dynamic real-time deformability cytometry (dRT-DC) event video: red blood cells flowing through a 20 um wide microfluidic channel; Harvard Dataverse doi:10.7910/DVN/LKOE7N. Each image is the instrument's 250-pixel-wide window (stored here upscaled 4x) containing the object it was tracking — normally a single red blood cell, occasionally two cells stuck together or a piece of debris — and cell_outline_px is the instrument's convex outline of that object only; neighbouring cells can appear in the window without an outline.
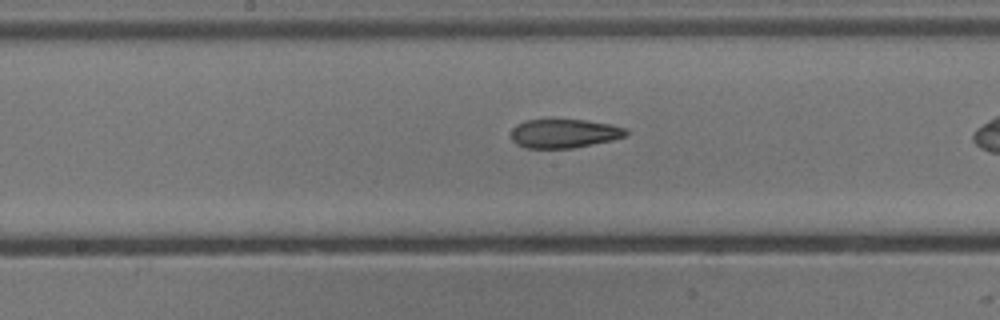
{"species": "common noctule bat (a hibernating species)", "species_latin": "Nyctalus noctula", "temperature_condition": "cold", "stored_images_in_passage": 26, "camera_frame_rate_fps": 3000, "um_per_image_px": 0.085, "animal": {"sex": "male", "body_mass_g": 13.3}, "frame": {"image": 1, "passage_image": 12, "time_ms": 3.667, "image_size_px": [1000, 320], "cell_outline_px": [[628, 136], [612, 140], [572, 148], [524, 148], [516, 144], [512, 140], [512, 128], [516, 124], [524, 120], [584, 120], [612, 124], [624, 128], [628, 132]], "centroid_in_image_um": [47.95, 11.35], "position_along_channel_um": 200.3, "area_um2": 19.36}}
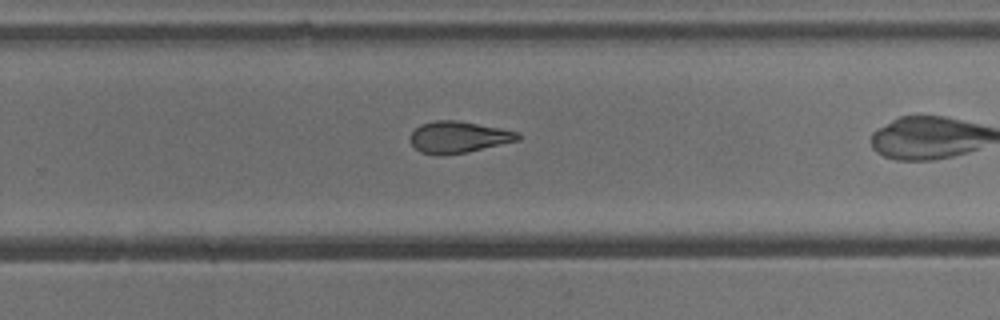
{"frame": {"image": 2, "passage_image": 19, "time_ms": 6.0, "image_size_px": [1000, 320], "cell_outline_px": [[520, 140], [468, 152], [444, 156], [440, 156], [420, 152], [408, 140], [412, 132], [420, 124], [436, 120], [456, 120], [500, 128], [516, 132], [520, 136]], "centroid_in_image_um": [38.93, 11.67], "position_along_channel_um": 290.9, "area_um2": 19.88}}
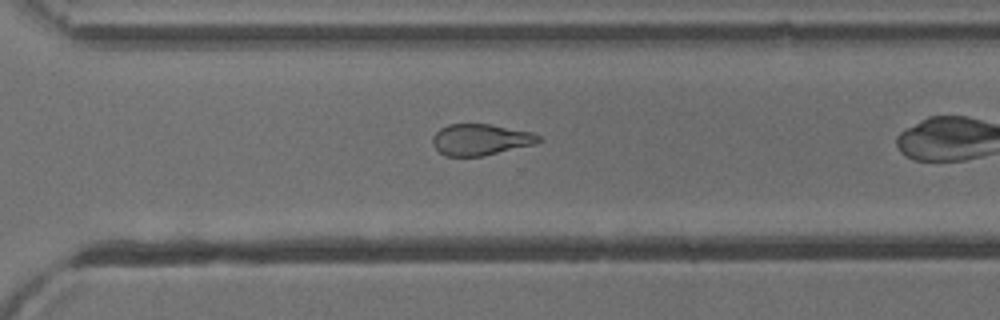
{"frame": {"image": 3, "passage_image": 22, "time_ms": 7.0, "image_size_px": [1000, 320], "cell_outline_px": [[544, 140], [536, 144], [484, 156], [448, 156], [440, 152], [432, 144], [432, 136], [440, 128], [448, 124], [492, 124], [532, 132], [540, 136]], "centroid_in_image_um": [40.88, 11.86], "position_along_channel_um": 329.7, "area_um2": 19.54}}